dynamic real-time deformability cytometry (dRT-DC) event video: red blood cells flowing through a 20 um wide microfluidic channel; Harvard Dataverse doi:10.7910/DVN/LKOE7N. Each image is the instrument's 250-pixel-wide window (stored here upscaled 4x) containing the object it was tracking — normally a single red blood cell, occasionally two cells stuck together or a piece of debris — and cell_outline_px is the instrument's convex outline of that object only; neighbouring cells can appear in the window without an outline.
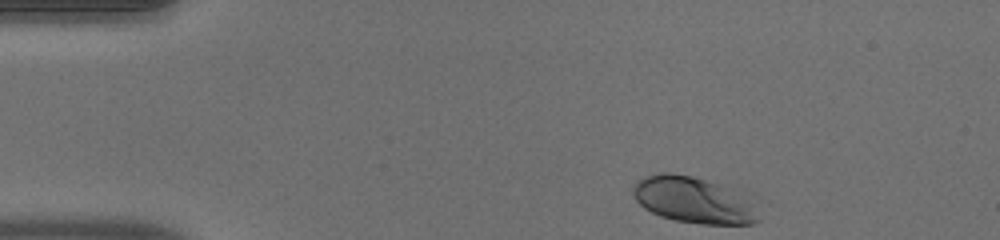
{"species": "human", "species_latin": "Homo sapiens", "temperature_condition": "warm", "stored_images_in_passage": 39, "camera_frame_rate_fps": 3000, "um_per_image_px": 0.085, "donor": {"sex": "male"}, "frame": {"image": 1, "passage_image": 1, "time_ms": 0.0, "image_size_px": [1000, 240], "cell_outline_px": [[760, 220], [752, 224], [700, 224], [676, 220], [660, 216], [644, 208], [636, 200], [632, 192], [632, 184], [636, 180], [660, 172], [672, 172], [692, 176], [740, 188], [752, 192]], "centroid_in_image_um": [59.08, 16.97], "position_along_channel_um": 25.9, "area_um2": 35.32}}
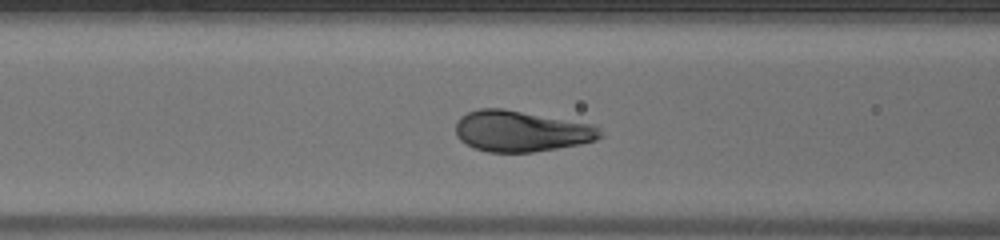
{"frame": {"image": 2, "passage_image": 14, "time_ms": 4.333, "image_size_px": [1000, 240], "cell_outline_px": [[604, 136], [596, 140], [580, 144], [532, 152], [488, 152], [472, 148], [464, 144], [456, 136], [456, 124], [460, 116], [468, 112], [480, 108], [504, 108], [592, 124], [600, 128]], "centroid_in_image_um": [44.28, 11.15], "position_along_channel_um": 122.3, "area_um2": 34.74}}
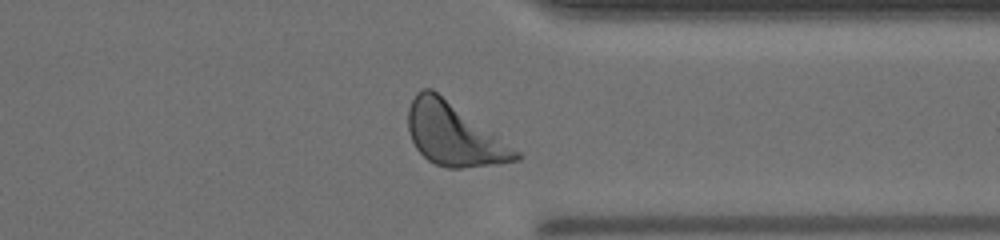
{"frame": {"image": 3, "passage_image": 33, "time_ms": 10.667, "image_size_px": [1000, 240], "cell_outline_px": [[520, 160], [492, 164], [460, 168], [448, 168], [436, 164], [428, 160], [416, 148], [408, 132], [408, 108], [416, 92], [424, 88], [432, 88], [496, 132], [520, 152]], "centroid_in_image_um": [38.59, 11.4], "position_along_channel_um": 372.8, "area_um2": 39.36}, "authors_computed_cell_mechanics": {"area_um2": 34.8534, "velocity_mm_per_s": 3.9929, "shape_relaxation_time_tau1_ms": 2.218, "shape_relaxation_time_tau2_ms": null, "deformation_change_tau1": 0.1413, "deformation_change_tau2": null}}